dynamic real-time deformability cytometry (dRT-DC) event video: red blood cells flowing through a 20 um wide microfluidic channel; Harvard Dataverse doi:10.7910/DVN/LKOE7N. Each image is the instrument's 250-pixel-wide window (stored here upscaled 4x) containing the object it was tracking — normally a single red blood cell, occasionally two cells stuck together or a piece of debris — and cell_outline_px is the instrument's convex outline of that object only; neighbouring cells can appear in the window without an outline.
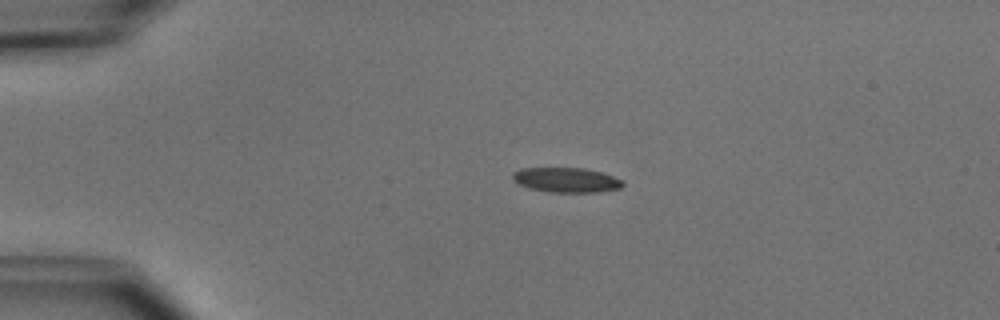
{"species": "common noctule bat (a hibernating species)", "species_latin": "Nyctalus noctula", "temperature_condition": "cold", "stored_images_in_passage": 4, "camera_frame_rate_fps": 3000, "um_per_image_px": 0.085, "animal": {"sex": "male", "body_mass_g": 15.6}, "frame": {"image": 1, "passage_image": 3, "time_ms": 2.333, "image_size_px": [1000, 320], "cell_outline_px": [[624, 184], [620, 188], [600, 192], [548, 192], [528, 188], [512, 180], [512, 172], [520, 168], [584, 168], [600, 172], [624, 180]], "centroid_in_image_um": [48.12, 15.3], "position_along_channel_um": 36.9, "area_um2": 16.01}}